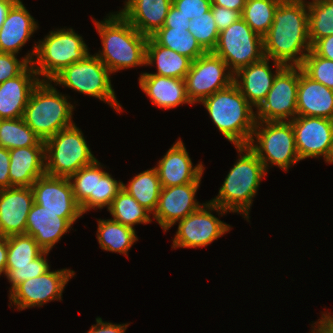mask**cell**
<instances>
[{"label":"cell","mask_w":333,"mask_h":333,"mask_svg":"<svg viewBox=\"0 0 333 333\" xmlns=\"http://www.w3.org/2000/svg\"><path fill=\"white\" fill-rule=\"evenodd\" d=\"M266 58L284 66H301L311 50L308 5L305 0H282L274 11L273 23L263 36Z\"/></svg>","instance_id":"6da1fadb"},{"label":"cell","mask_w":333,"mask_h":333,"mask_svg":"<svg viewBox=\"0 0 333 333\" xmlns=\"http://www.w3.org/2000/svg\"><path fill=\"white\" fill-rule=\"evenodd\" d=\"M101 37L102 51L96 56L111 73L146 65L148 37L134 28L119 12L104 21H94Z\"/></svg>","instance_id":"7a4b0ae2"},{"label":"cell","mask_w":333,"mask_h":333,"mask_svg":"<svg viewBox=\"0 0 333 333\" xmlns=\"http://www.w3.org/2000/svg\"><path fill=\"white\" fill-rule=\"evenodd\" d=\"M201 103L229 142L248 146L256 125V113L234 83L204 98Z\"/></svg>","instance_id":"3957f363"},{"label":"cell","mask_w":333,"mask_h":333,"mask_svg":"<svg viewBox=\"0 0 333 333\" xmlns=\"http://www.w3.org/2000/svg\"><path fill=\"white\" fill-rule=\"evenodd\" d=\"M235 148L240 158L230 169L219 189V194L210 202L228 212L242 213L247 220L252 199L267 171L248 146H235Z\"/></svg>","instance_id":"277c9868"},{"label":"cell","mask_w":333,"mask_h":333,"mask_svg":"<svg viewBox=\"0 0 333 333\" xmlns=\"http://www.w3.org/2000/svg\"><path fill=\"white\" fill-rule=\"evenodd\" d=\"M52 81H40L33 89L24 109L23 120L41 139L46 141L60 130L74 124V106L54 88Z\"/></svg>","instance_id":"5b68a950"},{"label":"cell","mask_w":333,"mask_h":333,"mask_svg":"<svg viewBox=\"0 0 333 333\" xmlns=\"http://www.w3.org/2000/svg\"><path fill=\"white\" fill-rule=\"evenodd\" d=\"M89 54L82 36L69 28L51 31L24 58L32 64L38 76H44L42 81H51L65 67L83 60Z\"/></svg>","instance_id":"8992f818"},{"label":"cell","mask_w":333,"mask_h":333,"mask_svg":"<svg viewBox=\"0 0 333 333\" xmlns=\"http://www.w3.org/2000/svg\"><path fill=\"white\" fill-rule=\"evenodd\" d=\"M248 147L260 159L266 171L270 163L287 171L300 161L291 121H256Z\"/></svg>","instance_id":"52a82bcc"},{"label":"cell","mask_w":333,"mask_h":333,"mask_svg":"<svg viewBox=\"0 0 333 333\" xmlns=\"http://www.w3.org/2000/svg\"><path fill=\"white\" fill-rule=\"evenodd\" d=\"M96 158L75 123L45 141V173L70 178Z\"/></svg>","instance_id":"ba28073f"},{"label":"cell","mask_w":333,"mask_h":333,"mask_svg":"<svg viewBox=\"0 0 333 333\" xmlns=\"http://www.w3.org/2000/svg\"><path fill=\"white\" fill-rule=\"evenodd\" d=\"M111 71L94 54L72 63L58 73L51 81L64 85L85 95L107 102L113 109L121 112L110 80Z\"/></svg>","instance_id":"9c48e42d"},{"label":"cell","mask_w":333,"mask_h":333,"mask_svg":"<svg viewBox=\"0 0 333 333\" xmlns=\"http://www.w3.org/2000/svg\"><path fill=\"white\" fill-rule=\"evenodd\" d=\"M212 52L226 62L233 74L265 57L263 37L255 33L242 18L219 33Z\"/></svg>","instance_id":"30bf717a"},{"label":"cell","mask_w":333,"mask_h":333,"mask_svg":"<svg viewBox=\"0 0 333 333\" xmlns=\"http://www.w3.org/2000/svg\"><path fill=\"white\" fill-rule=\"evenodd\" d=\"M212 210L219 212L220 215L228 212L210 201L203 203L197 211L178 222V230L173 239L172 248L206 247L229 232L230 225L211 214Z\"/></svg>","instance_id":"8fae6325"},{"label":"cell","mask_w":333,"mask_h":333,"mask_svg":"<svg viewBox=\"0 0 333 333\" xmlns=\"http://www.w3.org/2000/svg\"><path fill=\"white\" fill-rule=\"evenodd\" d=\"M233 78L234 74L229 71L222 58L213 52H206L192 61L190 70L186 74L187 97L192 104L201 102L215 92L229 87L233 83Z\"/></svg>","instance_id":"7c38bea8"},{"label":"cell","mask_w":333,"mask_h":333,"mask_svg":"<svg viewBox=\"0 0 333 333\" xmlns=\"http://www.w3.org/2000/svg\"><path fill=\"white\" fill-rule=\"evenodd\" d=\"M299 66H284L257 108L256 121H291L297 116ZM290 117V118H288Z\"/></svg>","instance_id":"4fadbf2b"},{"label":"cell","mask_w":333,"mask_h":333,"mask_svg":"<svg viewBox=\"0 0 333 333\" xmlns=\"http://www.w3.org/2000/svg\"><path fill=\"white\" fill-rule=\"evenodd\" d=\"M75 275L70 269L50 271L38 277L30 278L17 285L9 296L10 305L14 303L18 310L42 306L52 300H62L65 285Z\"/></svg>","instance_id":"5bb4252c"},{"label":"cell","mask_w":333,"mask_h":333,"mask_svg":"<svg viewBox=\"0 0 333 333\" xmlns=\"http://www.w3.org/2000/svg\"><path fill=\"white\" fill-rule=\"evenodd\" d=\"M300 160L324 157L333 140V120L322 117L296 116L291 120Z\"/></svg>","instance_id":"9a60e30c"},{"label":"cell","mask_w":333,"mask_h":333,"mask_svg":"<svg viewBox=\"0 0 333 333\" xmlns=\"http://www.w3.org/2000/svg\"><path fill=\"white\" fill-rule=\"evenodd\" d=\"M200 182L161 188L153 218L164 231L202 206L195 198Z\"/></svg>","instance_id":"2e32d148"},{"label":"cell","mask_w":333,"mask_h":333,"mask_svg":"<svg viewBox=\"0 0 333 333\" xmlns=\"http://www.w3.org/2000/svg\"><path fill=\"white\" fill-rule=\"evenodd\" d=\"M83 213H53L33 203L28 213L26 235L32 236L44 250L50 251Z\"/></svg>","instance_id":"e0dca14e"},{"label":"cell","mask_w":333,"mask_h":333,"mask_svg":"<svg viewBox=\"0 0 333 333\" xmlns=\"http://www.w3.org/2000/svg\"><path fill=\"white\" fill-rule=\"evenodd\" d=\"M33 203L31 187L0 189V235L26 234L27 217Z\"/></svg>","instance_id":"ac0fdd59"},{"label":"cell","mask_w":333,"mask_h":333,"mask_svg":"<svg viewBox=\"0 0 333 333\" xmlns=\"http://www.w3.org/2000/svg\"><path fill=\"white\" fill-rule=\"evenodd\" d=\"M154 168L160 179L161 187L194 183L196 180H201L204 170L202 163L193 167L191 158L180 138Z\"/></svg>","instance_id":"d6986e66"},{"label":"cell","mask_w":333,"mask_h":333,"mask_svg":"<svg viewBox=\"0 0 333 333\" xmlns=\"http://www.w3.org/2000/svg\"><path fill=\"white\" fill-rule=\"evenodd\" d=\"M34 203L53 213H82L75 200L69 178L48 174L40 176L31 186Z\"/></svg>","instance_id":"ffe728a7"},{"label":"cell","mask_w":333,"mask_h":333,"mask_svg":"<svg viewBox=\"0 0 333 333\" xmlns=\"http://www.w3.org/2000/svg\"><path fill=\"white\" fill-rule=\"evenodd\" d=\"M269 60V58L264 57L261 61L241 68L234 74L233 83L256 109L265 100L272 88L275 76L284 67L281 63L273 61L276 68L273 74L269 66Z\"/></svg>","instance_id":"44dd1931"},{"label":"cell","mask_w":333,"mask_h":333,"mask_svg":"<svg viewBox=\"0 0 333 333\" xmlns=\"http://www.w3.org/2000/svg\"><path fill=\"white\" fill-rule=\"evenodd\" d=\"M41 79L32 64L20 75L0 84V119L22 118L33 89Z\"/></svg>","instance_id":"7402d4cb"},{"label":"cell","mask_w":333,"mask_h":333,"mask_svg":"<svg viewBox=\"0 0 333 333\" xmlns=\"http://www.w3.org/2000/svg\"><path fill=\"white\" fill-rule=\"evenodd\" d=\"M119 13L141 34L150 37L165 23L172 0H127Z\"/></svg>","instance_id":"603a6c76"},{"label":"cell","mask_w":333,"mask_h":333,"mask_svg":"<svg viewBox=\"0 0 333 333\" xmlns=\"http://www.w3.org/2000/svg\"><path fill=\"white\" fill-rule=\"evenodd\" d=\"M297 116L322 117L333 120V90L312 80L299 67Z\"/></svg>","instance_id":"cb8c5ba5"},{"label":"cell","mask_w":333,"mask_h":333,"mask_svg":"<svg viewBox=\"0 0 333 333\" xmlns=\"http://www.w3.org/2000/svg\"><path fill=\"white\" fill-rule=\"evenodd\" d=\"M38 25L21 0L10 9L0 29V52L18 54Z\"/></svg>","instance_id":"d4e9b609"},{"label":"cell","mask_w":333,"mask_h":333,"mask_svg":"<svg viewBox=\"0 0 333 333\" xmlns=\"http://www.w3.org/2000/svg\"><path fill=\"white\" fill-rule=\"evenodd\" d=\"M139 84L153 105L161 109H173L186 103L192 105L187 97L185 79L143 73L140 74Z\"/></svg>","instance_id":"484cf974"},{"label":"cell","mask_w":333,"mask_h":333,"mask_svg":"<svg viewBox=\"0 0 333 333\" xmlns=\"http://www.w3.org/2000/svg\"><path fill=\"white\" fill-rule=\"evenodd\" d=\"M9 178L13 187H31L45 174V146L9 150Z\"/></svg>","instance_id":"4316f807"},{"label":"cell","mask_w":333,"mask_h":333,"mask_svg":"<svg viewBox=\"0 0 333 333\" xmlns=\"http://www.w3.org/2000/svg\"><path fill=\"white\" fill-rule=\"evenodd\" d=\"M156 63L157 72L151 73L159 76L185 79L190 70L192 60L172 49L157 44L148 37L146 45V66Z\"/></svg>","instance_id":"83f0119b"},{"label":"cell","mask_w":333,"mask_h":333,"mask_svg":"<svg viewBox=\"0 0 333 333\" xmlns=\"http://www.w3.org/2000/svg\"><path fill=\"white\" fill-rule=\"evenodd\" d=\"M97 239L101 249L126 256L128 250L138 240L135 229L113 219L98 220Z\"/></svg>","instance_id":"f1b7e54d"},{"label":"cell","mask_w":333,"mask_h":333,"mask_svg":"<svg viewBox=\"0 0 333 333\" xmlns=\"http://www.w3.org/2000/svg\"><path fill=\"white\" fill-rule=\"evenodd\" d=\"M161 188L155 168L139 173L127 185H122V189L152 214L157 208Z\"/></svg>","instance_id":"f546056e"},{"label":"cell","mask_w":333,"mask_h":333,"mask_svg":"<svg viewBox=\"0 0 333 333\" xmlns=\"http://www.w3.org/2000/svg\"><path fill=\"white\" fill-rule=\"evenodd\" d=\"M150 37L157 44L172 49L192 61L206 53L188 29L161 28Z\"/></svg>","instance_id":"4dcf8cb0"},{"label":"cell","mask_w":333,"mask_h":333,"mask_svg":"<svg viewBox=\"0 0 333 333\" xmlns=\"http://www.w3.org/2000/svg\"><path fill=\"white\" fill-rule=\"evenodd\" d=\"M45 146V142L24 122L23 118L0 119V147L6 149Z\"/></svg>","instance_id":"1f68e13d"},{"label":"cell","mask_w":333,"mask_h":333,"mask_svg":"<svg viewBox=\"0 0 333 333\" xmlns=\"http://www.w3.org/2000/svg\"><path fill=\"white\" fill-rule=\"evenodd\" d=\"M108 211L113 220L134 229L136 224H147L152 220L150 212L142 207L131 195L122 189L113 199Z\"/></svg>","instance_id":"d6a6232c"},{"label":"cell","mask_w":333,"mask_h":333,"mask_svg":"<svg viewBox=\"0 0 333 333\" xmlns=\"http://www.w3.org/2000/svg\"><path fill=\"white\" fill-rule=\"evenodd\" d=\"M308 5V28L311 46L333 35V0H312Z\"/></svg>","instance_id":"836d02e7"},{"label":"cell","mask_w":333,"mask_h":333,"mask_svg":"<svg viewBox=\"0 0 333 333\" xmlns=\"http://www.w3.org/2000/svg\"><path fill=\"white\" fill-rule=\"evenodd\" d=\"M43 252L44 250L32 236L26 234L8 236L6 269L28 266Z\"/></svg>","instance_id":"e575fe53"},{"label":"cell","mask_w":333,"mask_h":333,"mask_svg":"<svg viewBox=\"0 0 333 333\" xmlns=\"http://www.w3.org/2000/svg\"><path fill=\"white\" fill-rule=\"evenodd\" d=\"M282 0H246L241 18L251 29L264 36L273 23L274 11Z\"/></svg>","instance_id":"d590c367"},{"label":"cell","mask_w":333,"mask_h":333,"mask_svg":"<svg viewBox=\"0 0 333 333\" xmlns=\"http://www.w3.org/2000/svg\"><path fill=\"white\" fill-rule=\"evenodd\" d=\"M75 200L80 205L82 213L94 209V195L96 186V160L80 168L69 178Z\"/></svg>","instance_id":"8d00e7d4"},{"label":"cell","mask_w":333,"mask_h":333,"mask_svg":"<svg viewBox=\"0 0 333 333\" xmlns=\"http://www.w3.org/2000/svg\"><path fill=\"white\" fill-rule=\"evenodd\" d=\"M188 31L206 52H212L218 42L219 31L213 19L211 9L190 21Z\"/></svg>","instance_id":"74e56055"},{"label":"cell","mask_w":333,"mask_h":333,"mask_svg":"<svg viewBox=\"0 0 333 333\" xmlns=\"http://www.w3.org/2000/svg\"><path fill=\"white\" fill-rule=\"evenodd\" d=\"M103 165L96 159V186L94 195V209L110 207L113 199L122 190L123 182L117 181L102 169Z\"/></svg>","instance_id":"f35d334b"},{"label":"cell","mask_w":333,"mask_h":333,"mask_svg":"<svg viewBox=\"0 0 333 333\" xmlns=\"http://www.w3.org/2000/svg\"><path fill=\"white\" fill-rule=\"evenodd\" d=\"M302 71L312 80L333 90V61L317 56L312 50L305 56Z\"/></svg>","instance_id":"ab89813d"},{"label":"cell","mask_w":333,"mask_h":333,"mask_svg":"<svg viewBox=\"0 0 333 333\" xmlns=\"http://www.w3.org/2000/svg\"><path fill=\"white\" fill-rule=\"evenodd\" d=\"M49 251H44L39 257L29 263L28 266L17 267V269H6V277L11 283L10 292L20 283L30 278L38 277L47 272L50 267L45 258Z\"/></svg>","instance_id":"60d3db41"},{"label":"cell","mask_w":333,"mask_h":333,"mask_svg":"<svg viewBox=\"0 0 333 333\" xmlns=\"http://www.w3.org/2000/svg\"><path fill=\"white\" fill-rule=\"evenodd\" d=\"M16 54L0 52V84L20 75L30 63L25 59H17Z\"/></svg>","instance_id":"b9f144b4"},{"label":"cell","mask_w":333,"mask_h":333,"mask_svg":"<svg viewBox=\"0 0 333 333\" xmlns=\"http://www.w3.org/2000/svg\"><path fill=\"white\" fill-rule=\"evenodd\" d=\"M172 5L189 20L197 18L211 9V0H172Z\"/></svg>","instance_id":"7bdbcfd3"},{"label":"cell","mask_w":333,"mask_h":333,"mask_svg":"<svg viewBox=\"0 0 333 333\" xmlns=\"http://www.w3.org/2000/svg\"><path fill=\"white\" fill-rule=\"evenodd\" d=\"M211 12L219 33L241 18L239 12L217 5H211Z\"/></svg>","instance_id":"ee69618b"},{"label":"cell","mask_w":333,"mask_h":333,"mask_svg":"<svg viewBox=\"0 0 333 333\" xmlns=\"http://www.w3.org/2000/svg\"><path fill=\"white\" fill-rule=\"evenodd\" d=\"M190 21L188 17H185L181 11L172 5L162 28L188 29Z\"/></svg>","instance_id":"f6af8a7d"},{"label":"cell","mask_w":333,"mask_h":333,"mask_svg":"<svg viewBox=\"0 0 333 333\" xmlns=\"http://www.w3.org/2000/svg\"><path fill=\"white\" fill-rule=\"evenodd\" d=\"M9 165V149L0 147V189L13 187L9 178Z\"/></svg>","instance_id":"bcb514c9"},{"label":"cell","mask_w":333,"mask_h":333,"mask_svg":"<svg viewBox=\"0 0 333 333\" xmlns=\"http://www.w3.org/2000/svg\"><path fill=\"white\" fill-rule=\"evenodd\" d=\"M311 50L323 58L333 61V35L323 37L317 40L312 46Z\"/></svg>","instance_id":"7dc6e473"},{"label":"cell","mask_w":333,"mask_h":333,"mask_svg":"<svg viewBox=\"0 0 333 333\" xmlns=\"http://www.w3.org/2000/svg\"><path fill=\"white\" fill-rule=\"evenodd\" d=\"M96 325H92L87 333H125L129 324H112L104 322L102 318H96Z\"/></svg>","instance_id":"c3c4849f"},{"label":"cell","mask_w":333,"mask_h":333,"mask_svg":"<svg viewBox=\"0 0 333 333\" xmlns=\"http://www.w3.org/2000/svg\"><path fill=\"white\" fill-rule=\"evenodd\" d=\"M320 321L315 322L316 328L313 326L312 333H333V320L326 314L322 313Z\"/></svg>","instance_id":"681fc988"},{"label":"cell","mask_w":333,"mask_h":333,"mask_svg":"<svg viewBox=\"0 0 333 333\" xmlns=\"http://www.w3.org/2000/svg\"><path fill=\"white\" fill-rule=\"evenodd\" d=\"M212 5L225 7L230 10H235L242 14L246 0H211Z\"/></svg>","instance_id":"f907efd6"},{"label":"cell","mask_w":333,"mask_h":333,"mask_svg":"<svg viewBox=\"0 0 333 333\" xmlns=\"http://www.w3.org/2000/svg\"><path fill=\"white\" fill-rule=\"evenodd\" d=\"M7 263V237L0 235V275H6Z\"/></svg>","instance_id":"816d5d0a"},{"label":"cell","mask_w":333,"mask_h":333,"mask_svg":"<svg viewBox=\"0 0 333 333\" xmlns=\"http://www.w3.org/2000/svg\"><path fill=\"white\" fill-rule=\"evenodd\" d=\"M17 1L18 0H0V29L10 9Z\"/></svg>","instance_id":"f5cc1de1"},{"label":"cell","mask_w":333,"mask_h":333,"mask_svg":"<svg viewBox=\"0 0 333 333\" xmlns=\"http://www.w3.org/2000/svg\"><path fill=\"white\" fill-rule=\"evenodd\" d=\"M325 161L328 162V163H333V140L330 144V149H329V152L325 158Z\"/></svg>","instance_id":"db71d44e"},{"label":"cell","mask_w":333,"mask_h":333,"mask_svg":"<svg viewBox=\"0 0 333 333\" xmlns=\"http://www.w3.org/2000/svg\"><path fill=\"white\" fill-rule=\"evenodd\" d=\"M326 314L333 320V315L331 316L328 312Z\"/></svg>","instance_id":"11a10c76"}]
</instances>
